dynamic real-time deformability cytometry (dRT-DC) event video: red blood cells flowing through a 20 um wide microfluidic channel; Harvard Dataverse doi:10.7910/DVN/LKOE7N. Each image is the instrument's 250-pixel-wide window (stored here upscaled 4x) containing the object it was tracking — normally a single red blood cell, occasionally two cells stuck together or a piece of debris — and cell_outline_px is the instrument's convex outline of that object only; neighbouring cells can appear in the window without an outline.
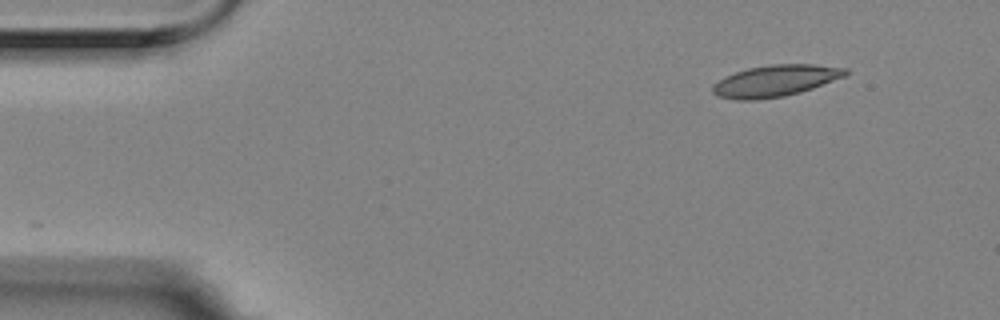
{"species": "Egyptian fruit bat (a non-hibernating species)", "species_latin": "Rousettus aegyptiacus", "temperature_condition": "room temperature", "stored_images_in_passage": 4, "camera_frame_rate_fps": 3000, "um_per_image_px": 0.085, "animal": {"sex": "female"}, "frame": {"image": 1, "passage_image": 4, "time_ms": 1.0, "image_size_px": [1000, 320], "cell_outline_px": [[848, 72], [844, 76], [812, 88], [800, 92], [784, 96], [756, 100], [736, 100], [716, 96], [712, 92], [712, 84], [724, 76], [748, 68], [768, 64], [816, 64], [848, 68]], "centroid_in_image_um": [65.86, 6.86], "position_along_channel_um": 19.1, "area_um2": 24.51}}